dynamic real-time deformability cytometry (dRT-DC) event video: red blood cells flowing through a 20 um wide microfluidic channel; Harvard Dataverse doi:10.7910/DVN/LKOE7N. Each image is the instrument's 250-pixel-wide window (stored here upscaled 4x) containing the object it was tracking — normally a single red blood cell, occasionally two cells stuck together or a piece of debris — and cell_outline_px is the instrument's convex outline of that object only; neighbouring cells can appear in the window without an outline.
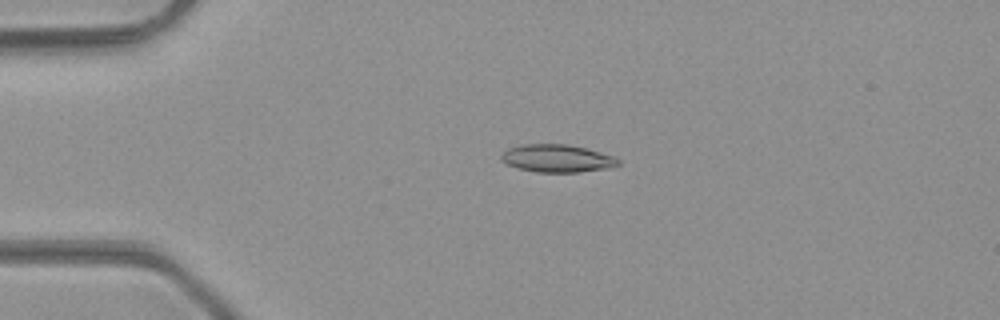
{"species": "common noctule bat (a hibernating species)", "species_latin": "Nyctalus noctula", "temperature_condition": "room temperature", "stored_images_in_passage": 42, "camera_frame_rate_fps": 3000, "um_per_image_px": 0.085, "animal": {"sex": "male", "body_mass_g": 23.1, "forearm_length_mm": 52.7}, "frame": {"image": 1, "passage_image": 5, "time_ms": 1.333, "image_size_px": [1000, 320], "cell_outline_px": [[620, 164], [608, 168], [576, 172], [536, 172], [516, 168], [500, 160], [500, 156], [508, 148], [520, 144], [568, 144], [616, 156], [620, 160]], "centroid_in_image_um": [47.34, 13.46], "position_along_channel_um": 37.7, "area_um2": 18.96}}
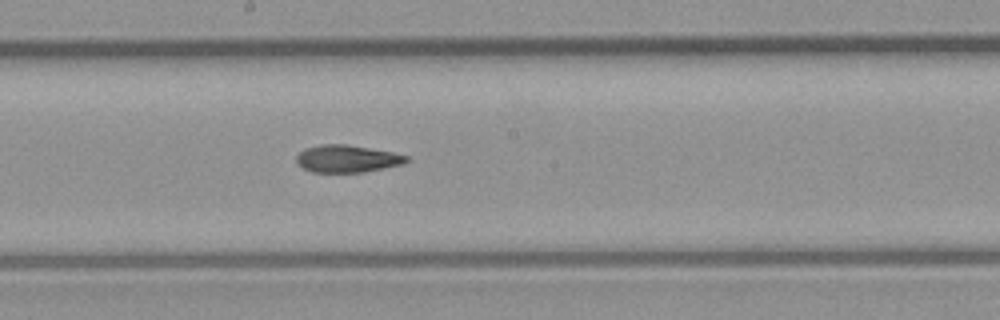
{"frame": {"image": 2, "passage_image": 20, "time_ms": 6.333, "image_size_px": [1000, 320], "cell_outline_px": [[408, 160], [404, 164], [364, 172], [312, 172], [296, 164], [296, 156], [304, 148], [320, 144], [344, 144], [392, 152], [408, 156]], "centroid_in_image_um": [29.47, 13.49], "position_along_channel_um": 218.7, "area_um2": 17.51}}
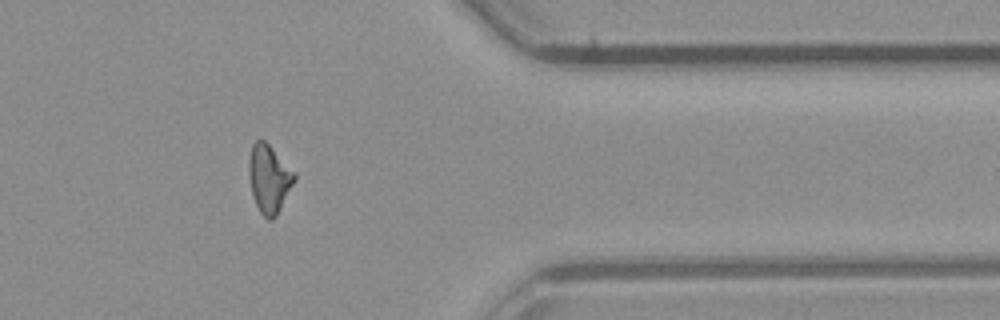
{"frame": {"image": 3, "passage_image": 33, "time_ms": 10.667, "image_size_px": [1000, 320], "cell_outline_px": [[296, 180], [276, 216], [272, 220], [268, 220], [260, 212], [252, 196], [248, 172], [248, 160], [252, 144], [256, 140], [264, 140], [296, 172]], "centroid_in_image_um": [22.87, 15.19], "position_along_channel_um": 388.5, "area_um2": 18.21}, "authors_computed_cell_mechanics": {"area_um2": 18.0625, "velocity_mm_per_s": 4.3391, "shape_relaxation_time_tau1_ms": 9.0256, "shape_relaxation_time_tau2_ms": 4.965, "deformation_change_tau1": 0.2391, "deformation_change_tau2": 0.1439}}